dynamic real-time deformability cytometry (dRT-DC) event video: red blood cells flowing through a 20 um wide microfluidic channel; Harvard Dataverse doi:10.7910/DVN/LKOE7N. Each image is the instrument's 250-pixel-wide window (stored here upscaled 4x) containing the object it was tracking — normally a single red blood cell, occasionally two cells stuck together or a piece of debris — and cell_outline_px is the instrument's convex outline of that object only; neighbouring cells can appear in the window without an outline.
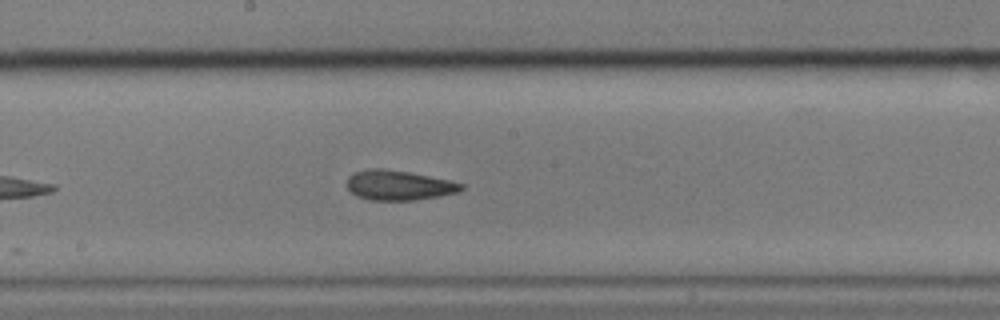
{"species": "common noctule bat (a hibernating species)", "species_latin": "Nyctalus noctula", "temperature_condition": "cold", "stored_images_in_passage": 7, "camera_frame_rate_fps": 3000, "um_per_image_px": 0.085, "animal": {"sex": "male", "body_mass_g": 17.9}, "frame": {"image": 1, "passage_image": 7, "time_ms": 8.667, "image_size_px": [1000, 320], "cell_outline_px": [[464, 188], [460, 192], [440, 196], [412, 200], [368, 200], [356, 196], [348, 188], [348, 176], [356, 172], [368, 168], [384, 168], [408, 172], [448, 180], [464, 184]], "centroid_in_image_um": [33.9, 15.75], "position_along_channel_um": 214.3, "area_um2": 19.83}}